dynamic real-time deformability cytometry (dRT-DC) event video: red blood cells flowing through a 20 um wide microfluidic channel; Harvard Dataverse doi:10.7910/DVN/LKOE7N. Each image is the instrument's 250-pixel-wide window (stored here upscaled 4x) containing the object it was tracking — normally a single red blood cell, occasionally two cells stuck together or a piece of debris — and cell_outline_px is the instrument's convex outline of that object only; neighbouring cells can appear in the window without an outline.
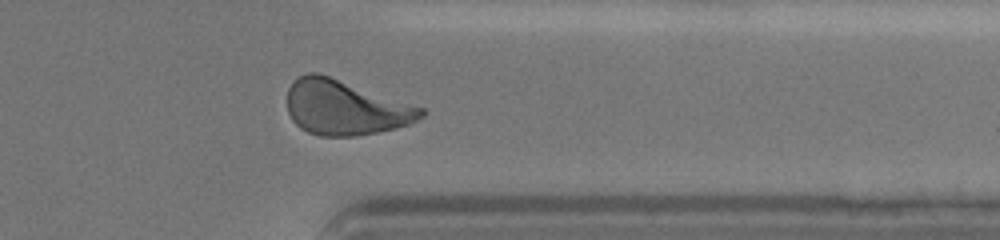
{"species": "human", "species_latin": "Homo sapiens", "temperature_condition": "cold", "stored_images_in_passage": 37, "camera_frame_rate_fps": 3000, "um_per_image_px": 0.085, "donor": {"sex": "female"}, "frame": {"image": 1, "passage_image": 32, "time_ms": 13.0, "image_size_px": [1000, 240], "cell_outline_px": [[428, 112], [424, 116], [408, 124], [396, 128], [356, 136], [320, 136], [308, 132], [300, 128], [292, 120], [288, 112], [288, 88], [300, 76], [308, 72], [320, 72], [424, 108]], "centroid_in_image_um": [29.35, 9.14], "position_along_channel_um": 382.1, "area_um2": 42.83}}
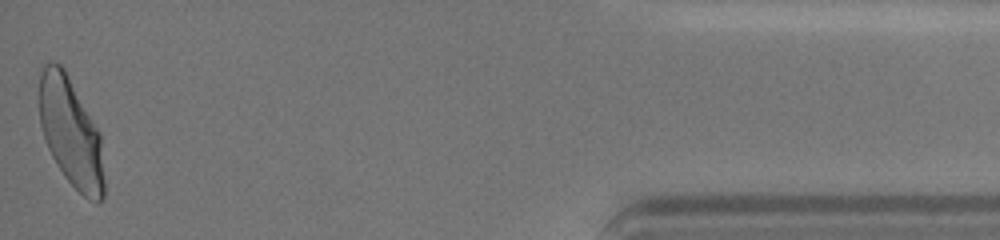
{"frame": {"image": 2, "passage_image": 37, "time_ms": 16.0, "image_size_px": [1000, 240], "cell_outline_px": [[104, 196], [100, 204], [84, 196], [64, 176], [56, 164], [48, 148], [40, 124], [40, 68], [44, 64], [52, 60], [60, 64], [64, 68], [100, 132], [104, 180]], "centroid_in_image_um": [6.02, 11.24], "position_along_channel_um": 429.2, "area_um2": 40.98}, "authors_computed_cell_mechanics": {"area_um2": 41.616, "velocity_mm_per_s": 3.5647, "shape_relaxation_time_tau1_ms": 4.2642, "shape_relaxation_time_tau2_ms": null, "deformation_change_tau1": 0.1562, "deformation_change_tau2": null}}